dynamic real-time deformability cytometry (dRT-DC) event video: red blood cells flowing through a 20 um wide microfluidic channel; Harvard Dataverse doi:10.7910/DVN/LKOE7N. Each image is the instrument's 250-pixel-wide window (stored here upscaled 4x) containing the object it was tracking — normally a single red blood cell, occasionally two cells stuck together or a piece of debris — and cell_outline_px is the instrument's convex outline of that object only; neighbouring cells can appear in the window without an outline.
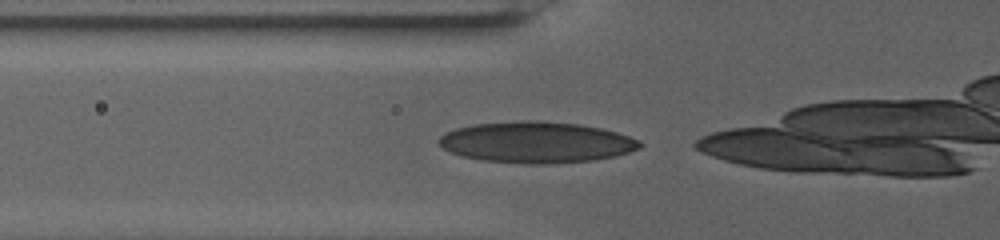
{"species": "human", "species_latin": "Homo sapiens", "temperature_condition": "warm", "stored_images_in_passage": 13, "camera_frame_rate_fps": 3000, "um_per_image_px": 0.085, "donor": {"sex": "female"}, "frame": {"image": 1, "passage_image": 2, "time_ms": 0.333, "image_size_px": [1000, 240], "cell_outline_px": [[644, 144], [640, 148], [616, 156], [592, 160], [548, 164], [524, 164], [484, 160], [460, 156], [444, 148], [436, 140], [440, 136], [456, 128], [472, 124], [528, 120], [540, 120], [580, 124], [600, 128], [616, 132], [640, 140]], "centroid_in_image_um": [45.6, 12.09], "position_along_channel_um": 80.2, "area_um2": 48.26}}
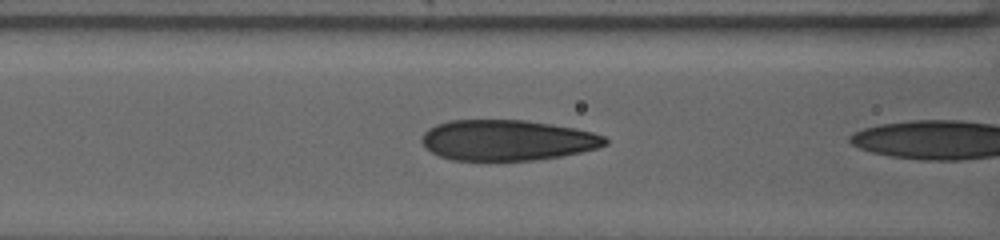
{"frame": {"image": 2, "passage_image": 7, "time_ms": 2.0, "image_size_px": [1000, 240], "cell_outline_px": [[608, 144], [596, 148], [580, 152], [560, 156], [532, 160], [452, 160], [440, 156], [424, 148], [420, 140], [420, 136], [428, 128], [436, 124], [448, 120], [524, 120], [552, 124], [576, 128], [592, 132], [604, 136], [608, 140]], "centroid_in_image_um": [43.07, 11.91], "position_along_channel_um": 123.5, "area_um2": 43.58}}
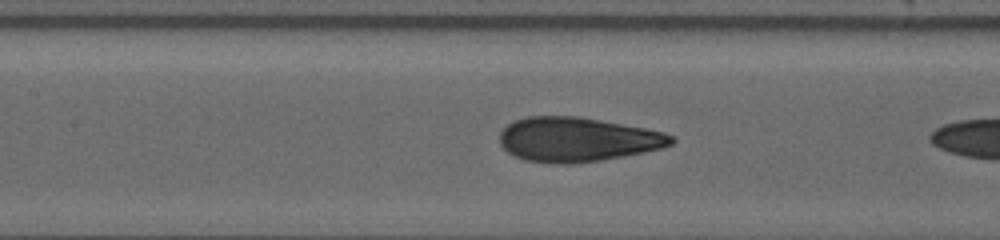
{"frame": {"image": 3, "passage_image": 11, "time_ms": 3.333, "image_size_px": [1000, 240], "cell_outline_px": [[676, 140], [672, 144], [660, 148], [644, 152], [624, 156], [600, 160], [572, 164], [552, 164], [524, 160], [508, 152], [500, 144], [500, 132], [508, 124], [516, 120], [528, 116], [576, 116], [600, 120], [644, 128], [664, 132], [676, 136]], "centroid_in_image_um": [49.08, 11.86], "position_along_channel_um": 158.3, "area_um2": 44.39}}